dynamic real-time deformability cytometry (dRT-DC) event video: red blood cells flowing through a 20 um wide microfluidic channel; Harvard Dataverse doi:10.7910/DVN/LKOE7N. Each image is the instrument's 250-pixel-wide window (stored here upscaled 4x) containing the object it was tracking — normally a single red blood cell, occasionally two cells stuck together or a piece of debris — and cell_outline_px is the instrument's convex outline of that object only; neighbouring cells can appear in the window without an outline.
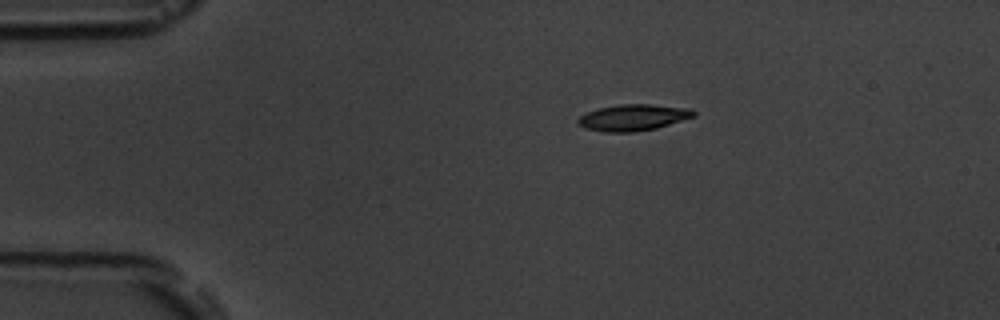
{"species": "common noctule bat (a hibernating species)", "species_latin": "Nyctalus noctula", "temperature_condition": "room temperature", "stored_images_in_passage": 14, "camera_frame_rate_fps": 3000, "um_per_image_px": 0.085, "animal": {"sex": "male", "body_mass_g": 19.5, "forearm_length_mm": 54.6}, "frame": {"image": 1, "passage_image": 1, "time_ms": 0.0, "image_size_px": [1000, 320], "cell_outline_px": [[696, 116], [656, 128], [636, 132], [604, 132], [584, 128], [576, 124], [576, 120], [580, 116], [588, 112], [600, 108], [620, 104], [652, 104], [692, 108], [696, 112]], "centroid_in_image_um": [53.83, 9.99], "position_along_channel_um": 31.2, "area_um2": 17.92}}
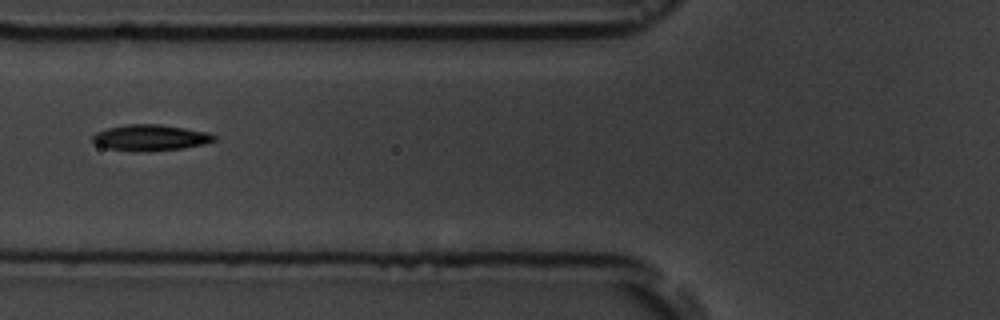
{"frame": {"image": 2, "passage_image": 4, "time_ms": 3.667, "image_size_px": [1000, 320], "cell_outline_px": [[216, 140], [204, 144], [184, 148], [148, 152], [132, 152], [108, 148], [96, 144], [92, 140], [92, 136], [96, 132], [108, 128], [128, 124], [160, 124], [208, 132], [216, 136]], "centroid_in_image_um": [12.79, 11.71], "position_along_channel_um": 113.0, "area_um2": 18.61}}
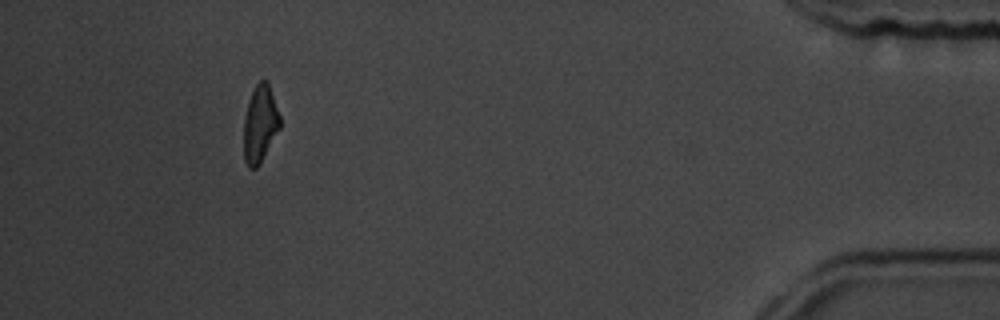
{"frame": {"image": 3, "passage_image": 13, "time_ms": 13.667, "image_size_px": [1000, 320], "cell_outline_px": [[280, 128], [260, 164], [256, 168], [248, 168], [244, 160], [244, 120], [248, 100], [256, 84], [260, 80], [268, 80], [280, 116]], "centroid_in_image_um": [22.1, 10.53], "position_along_channel_um": 413.1, "area_um2": 16.36}, "authors_computed_cell_mechanics": {"area_um2": 17.5134, "velocity_mm_per_s": 3.639, "shape_relaxation_time_tau1_ms": null, "shape_relaxation_time_tau2_ms": 2.8323, "deformation_change_tau1": null, "deformation_change_tau2": 0.0934}}